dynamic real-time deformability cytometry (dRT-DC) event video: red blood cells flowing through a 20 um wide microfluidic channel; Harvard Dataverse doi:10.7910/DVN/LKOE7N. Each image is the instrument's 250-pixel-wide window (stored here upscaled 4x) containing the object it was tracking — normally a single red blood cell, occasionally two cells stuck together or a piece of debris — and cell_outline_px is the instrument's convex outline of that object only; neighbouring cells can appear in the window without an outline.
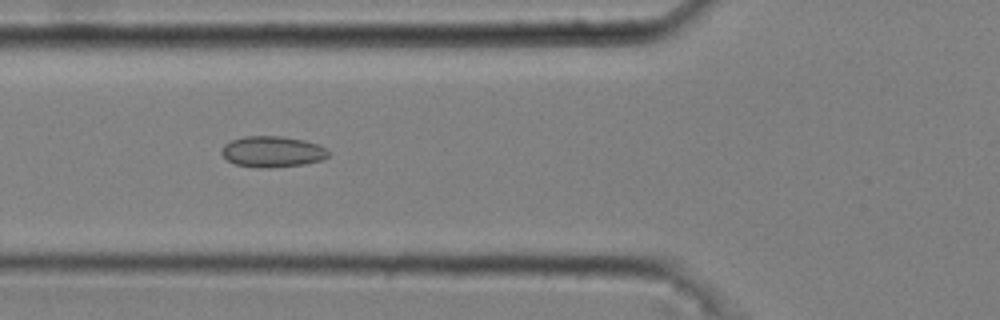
{"species": "common noctule bat (a hibernating species)", "species_latin": "Nyctalus noctula", "temperature_condition": "cold", "stored_images_in_passage": 45, "camera_frame_rate_fps": 3000, "um_per_image_px": 0.085, "animal": {"sex": "male", "body_mass_g": 20.4}, "frame": {"image": 1, "passage_image": 14, "time_ms": 4.333, "image_size_px": [1000, 320], "cell_outline_px": [[328, 156], [320, 160], [304, 164], [268, 168], [260, 168], [236, 164], [228, 160], [220, 152], [224, 144], [232, 140], [244, 136], [280, 136], [304, 140], [316, 144], [324, 148], [328, 152]], "centroid_in_image_um": [23.12, 12.89], "position_along_channel_um": 102.7, "area_um2": 19.07}}
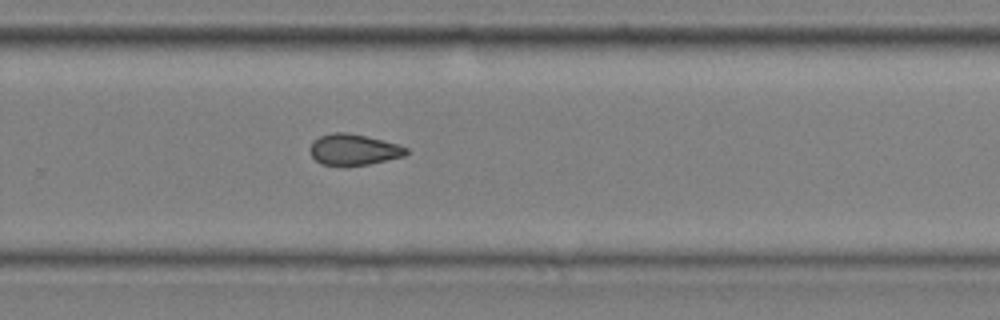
{"frame": {"image": 2, "passage_image": 30, "time_ms": 9.667, "image_size_px": [1000, 320], "cell_outline_px": [[408, 152], [404, 156], [368, 164], [344, 168], [320, 164], [312, 156], [308, 148], [312, 140], [320, 136], [332, 132], [348, 132], [400, 144], [408, 148]], "centroid_in_image_um": [30.01, 12.74], "position_along_channel_um": 299.8, "area_um2": 17.98}}
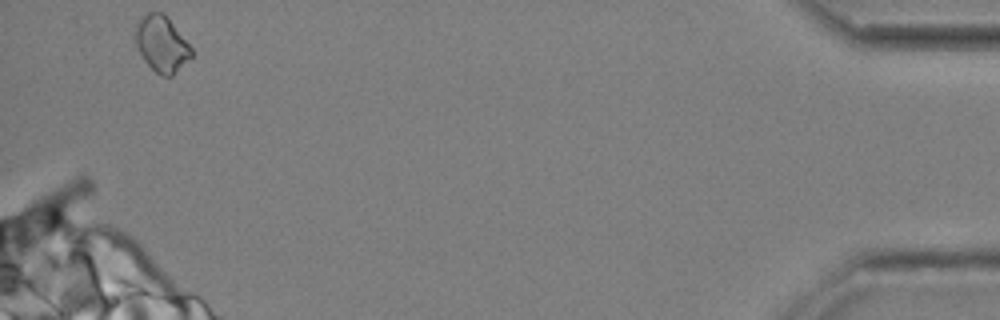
{"frame": {"image": 3, "passage_image": 45, "time_ms": 14.667, "image_size_px": [1000, 320], "cell_outline_px": [[192, 56], [172, 76], [164, 76], [156, 72], [144, 60], [136, 44], [136, 24], [148, 12], [164, 12], [168, 16], [192, 48]], "centroid_in_image_um": [13.76, 3.72], "position_along_channel_um": 421.4, "area_um2": 18.03}, "authors_computed_cell_mechanics": {"area_um2": 17.9758, "velocity_mm_per_s": 3.6958, "shape_relaxation_time_tau1_ms": null, "shape_relaxation_time_tau2_ms": 3.1599, "deformation_change_tau1": null, "deformation_change_tau2": 0.0813}}